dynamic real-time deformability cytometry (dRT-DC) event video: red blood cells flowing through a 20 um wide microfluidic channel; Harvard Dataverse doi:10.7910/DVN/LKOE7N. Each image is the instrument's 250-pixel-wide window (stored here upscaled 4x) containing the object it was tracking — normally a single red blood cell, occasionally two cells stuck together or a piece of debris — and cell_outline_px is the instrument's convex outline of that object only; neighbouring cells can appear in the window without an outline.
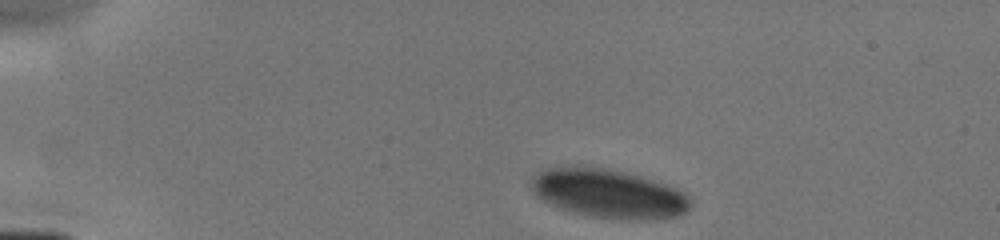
{"species": "human", "species_latin": "Homo sapiens", "temperature_condition": "cold", "stored_images_in_passage": 4, "camera_frame_rate_fps": 3000, "um_per_image_px": 0.085, "donor": {"sex": "male"}, "frame": {"image": 1, "passage_image": 1, "time_ms": 0.0, "image_size_px": [1000, 240], "cell_outline_px": [[692, 204], [680, 216], [652, 220], [628, 220], [588, 216], [572, 212], [560, 208], [540, 200], [536, 196], [532, 188], [532, 180], [536, 172], [548, 168], [604, 168], [624, 172], [668, 184], [684, 192], [692, 200]], "centroid_in_image_um": [51.78, 16.49], "position_along_channel_um": 33.2, "area_um2": 45.14}}